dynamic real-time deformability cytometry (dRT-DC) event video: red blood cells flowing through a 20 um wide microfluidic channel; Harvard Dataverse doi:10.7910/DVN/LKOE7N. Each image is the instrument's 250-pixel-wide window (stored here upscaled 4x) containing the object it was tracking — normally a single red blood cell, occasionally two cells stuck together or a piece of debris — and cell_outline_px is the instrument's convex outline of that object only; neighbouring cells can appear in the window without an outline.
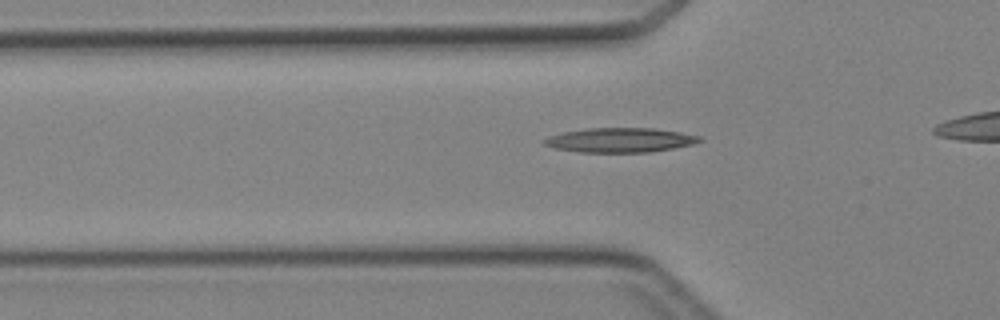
{"species": "Egyptian fruit bat (a non-hibernating species)", "species_latin": "Rousettus aegyptiacus", "temperature_condition": "cold", "stored_images_in_passage": 29, "camera_frame_rate_fps": 3000, "um_per_image_px": 0.085, "animal": {"sex": "female"}, "frame": {"image": 1, "passage_image": 7, "time_ms": 2.0, "image_size_px": [1000, 320], "cell_outline_px": [[704, 140], [692, 144], [652, 152], [580, 152], [556, 148], [540, 144], [540, 140], [564, 132], [588, 128], [652, 128], [680, 132], [700, 136]], "centroid_in_image_um": [52.7, 11.91], "position_along_channel_um": 73.1, "area_um2": 22.08}}
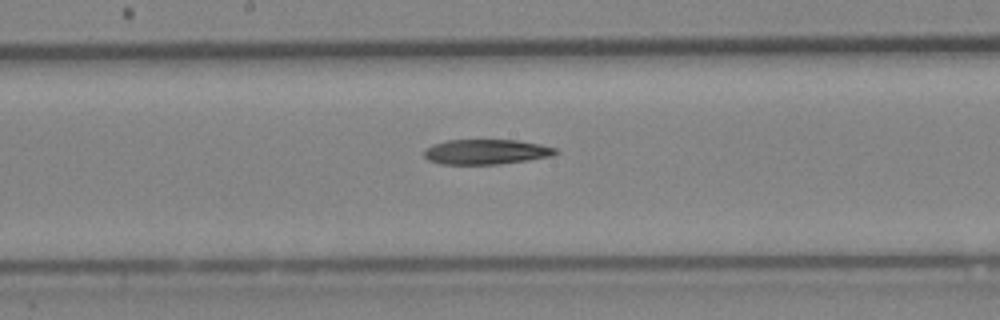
{"frame": {"image": 2, "passage_image": 16, "time_ms": 5.0, "image_size_px": [1000, 320], "cell_outline_px": [[560, 152], [552, 156], [528, 160], [500, 164], [440, 164], [428, 160], [424, 156], [424, 148], [432, 144], [448, 140], [516, 140], [540, 144], [556, 148]], "centroid_in_image_um": [41.31, 12.9], "position_along_channel_um": 206.9, "area_um2": 19.31}}
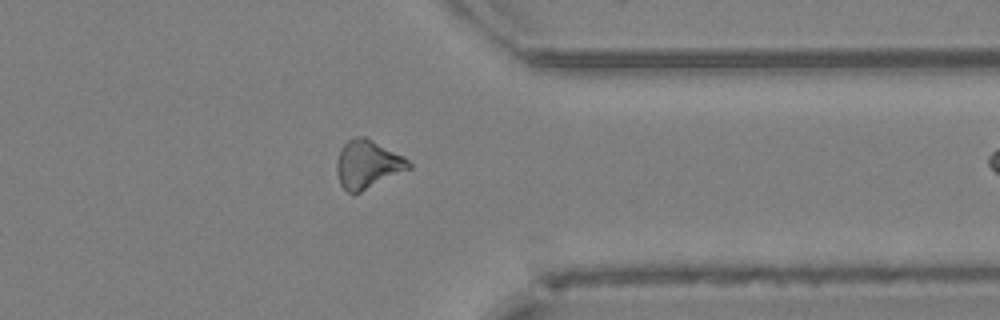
{"frame": {"image": 3, "passage_image": 28, "time_ms": 9.0, "image_size_px": [1000, 320], "cell_outline_px": [[412, 168], [352, 196], [340, 184], [336, 172], [336, 164], [340, 148], [352, 136], [364, 136], [404, 156], [412, 164]], "centroid_in_image_um": [31.23, 13.97], "position_along_channel_um": 380.2, "area_um2": 20.46}}